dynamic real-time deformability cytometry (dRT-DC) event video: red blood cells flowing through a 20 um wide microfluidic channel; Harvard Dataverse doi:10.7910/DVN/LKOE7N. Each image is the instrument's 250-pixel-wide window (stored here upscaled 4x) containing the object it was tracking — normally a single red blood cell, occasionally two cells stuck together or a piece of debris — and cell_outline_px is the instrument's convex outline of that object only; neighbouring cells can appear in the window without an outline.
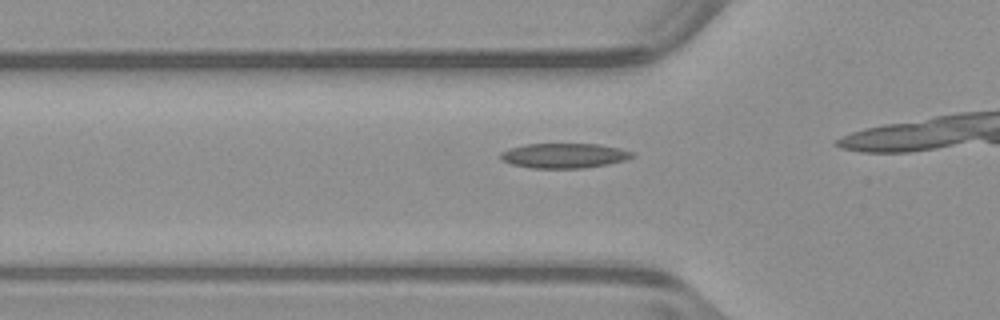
{"species": "common noctule bat (a hibernating species)", "species_latin": "Nyctalus noctula", "temperature_condition": "warm", "stored_images_in_passage": 13, "camera_frame_rate_fps": 3000, "um_per_image_px": 0.085, "animal": {"sex": "male", "body_mass_g": 23.1, "forearm_length_mm": 52.7}, "frame": {"image": 1, "passage_image": 8, "time_ms": 2.333, "image_size_px": [1000, 320], "cell_outline_px": [[636, 156], [624, 160], [608, 164], [584, 168], [532, 168], [512, 164], [500, 160], [500, 152], [508, 148], [524, 144], [600, 144], [620, 148], [636, 152]], "centroid_in_image_um": [47.96, 13.22], "position_along_channel_um": 77.8, "area_um2": 19.31}}
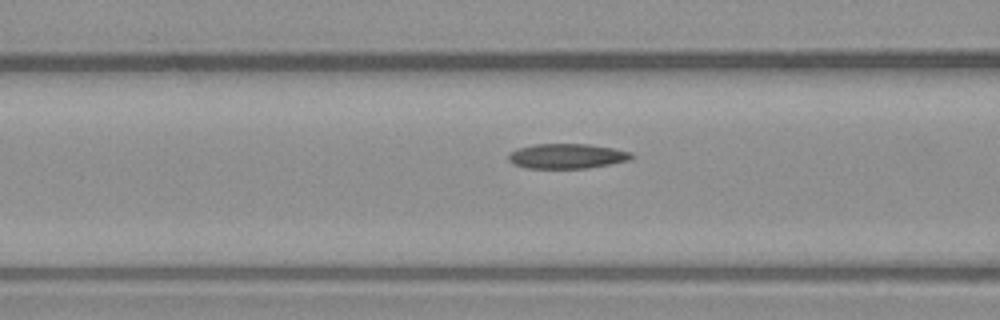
{"frame": {"image": 2, "passage_image": 11, "time_ms": 3.333, "image_size_px": [1000, 320], "cell_outline_px": [[636, 156], [632, 160], [588, 168], [524, 168], [512, 164], [508, 160], [508, 152], [516, 148], [532, 144], [588, 144], [616, 148], [632, 152]], "centroid_in_image_um": [48.2, 13.26], "position_along_channel_um": 118.4, "area_um2": 18.32}}